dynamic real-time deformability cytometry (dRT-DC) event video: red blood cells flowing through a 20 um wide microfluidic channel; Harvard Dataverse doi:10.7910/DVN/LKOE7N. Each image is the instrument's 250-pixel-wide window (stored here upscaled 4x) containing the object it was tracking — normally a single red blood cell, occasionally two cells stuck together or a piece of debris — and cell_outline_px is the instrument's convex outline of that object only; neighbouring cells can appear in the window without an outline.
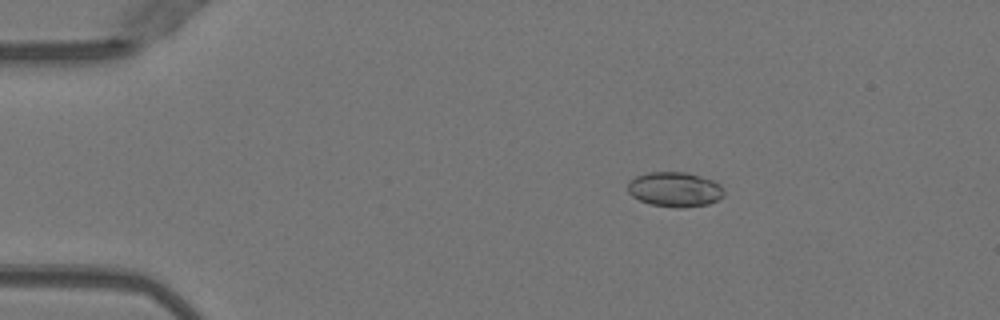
{"species": "Egyptian fruit bat (a non-hibernating species)", "species_latin": "Rousettus aegyptiacus", "temperature_condition": "warm", "stored_images_in_passage": 45, "camera_frame_rate_fps": 3000, "um_per_image_px": 0.085, "animal": {"sex": "female"}, "frame": {"image": 1, "passage_image": 3, "time_ms": 0.667, "image_size_px": [1000, 320], "cell_outline_px": [[724, 196], [708, 204], [684, 208], [680, 208], [652, 204], [640, 200], [632, 196], [628, 192], [628, 180], [636, 176], [648, 172], [688, 172], [712, 180], [720, 184], [724, 192]], "centroid_in_image_um": [57.35, 16.09], "position_along_channel_um": 27.6, "area_um2": 19.54}}
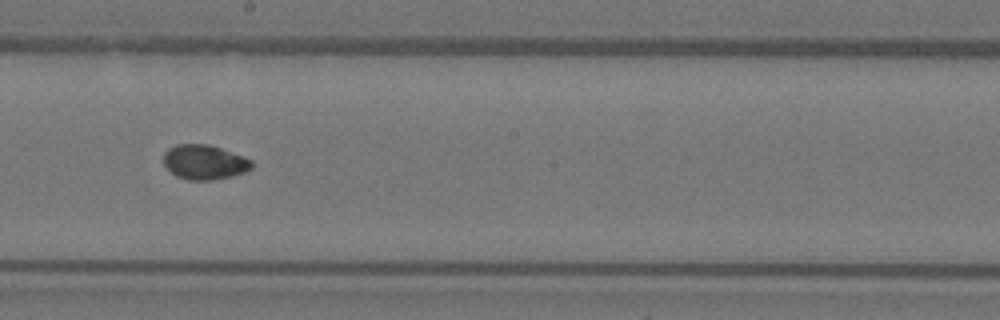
{"frame": {"image": 2, "passage_image": 23, "time_ms": 7.333, "image_size_px": [1000, 320], "cell_outline_px": [[252, 168], [244, 172], [232, 176], [212, 180], [188, 180], [176, 176], [164, 164], [164, 152], [168, 148], [176, 144], [208, 144], [244, 156], [252, 160]], "centroid_in_image_um": [17.38, 13.78], "position_along_channel_um": 230.8, "area_um2": 17.8}}
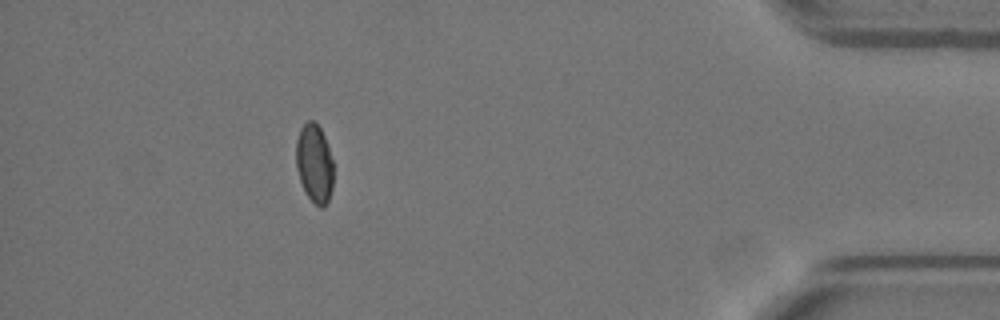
{"frame": {"image": 3, "passage_image": 40, "time_ms": 13.0, "image_size_px": [1000, 320], "cell_outline_px": [[332, 188], [328, 200], [324, 208], [320, 208], [308, 196], [300, 180], [296, 168], [296, 140], [300, 128], [308, 120], [316, 120], [324, 136], [332, 160]], "centroid_in_image_um": [26.71, 13.86], "position_along_channel_um": 408.5, "area_um2": 16.99}, "authors_computed_cell_mechanics": {"area_um2": 17.8602, "velocity_mm_per_s": 4.0225, "shape_relaxation_time_tau1_ms": 9.8294, "shape_relaxation_time_tau2_ms": 1.6859, "deformation_change_tau1": 0.1457, "deformation_change_tau2": 0.0309}}